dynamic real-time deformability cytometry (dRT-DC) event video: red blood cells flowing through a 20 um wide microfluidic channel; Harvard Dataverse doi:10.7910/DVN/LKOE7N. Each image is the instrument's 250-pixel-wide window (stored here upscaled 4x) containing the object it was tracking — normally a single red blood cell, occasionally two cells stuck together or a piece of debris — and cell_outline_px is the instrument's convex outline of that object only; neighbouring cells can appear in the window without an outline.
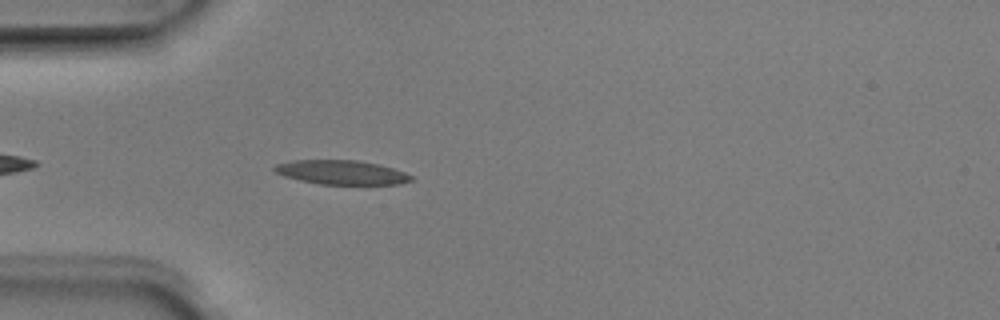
{"species": "Egyptian fruit bat (a non-hibernating species)", "species_latin": "Rousettus aegyptiacus", "temperature_condition": "room temperature", "stored_images_in_passage": 38, "camera_frame_rate_fps": 3000, "um_per_image_px": 0.085, "animal": {"sex": "male"}, "frame": {"image": 1, "passage_image": 4, "time_ms": 1.0, "image_size_px": [1000, 320], "cell_outline_px": [[412, 180], [400, 184], [320, 184], [300, 180], [284, 176], [276, 172], [272, 168], [276, 164], [296, 160], [356, 160], [380, 164], [404, 172], [412, 176]], "centroid_in_image_um": [29.03, 14.65], "position_along_channel_um": 56.0, "area_um2": 19.13}}
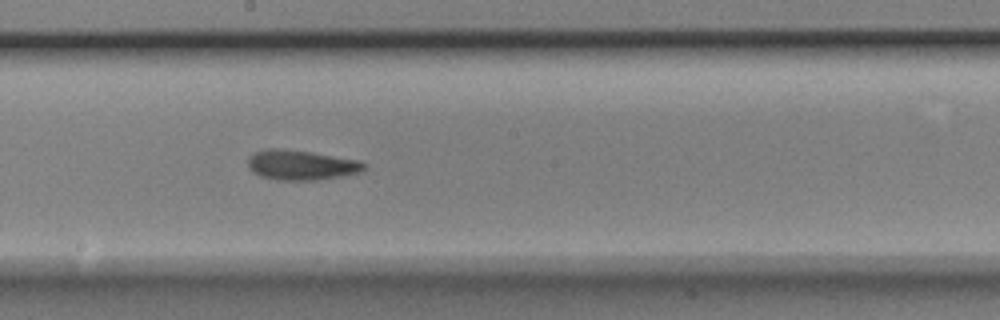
{"frame": {"image": 2, "passage_image": 17, "time_ms": 5.333, "image_size_px": [1000, 320], "cell_outline_px": [[368, 164], [364, 172], [316, 180], [276, 180], [260, 176], [252, 172], [248, 164], [248, 156], [252, 152], [264, 148], [280, 148], [312, 152], [360, 160]], "centroid_in_image_um": [25.61, 14.01], "position_along_channel_um": 222.6, "area_um2": 20.69}}
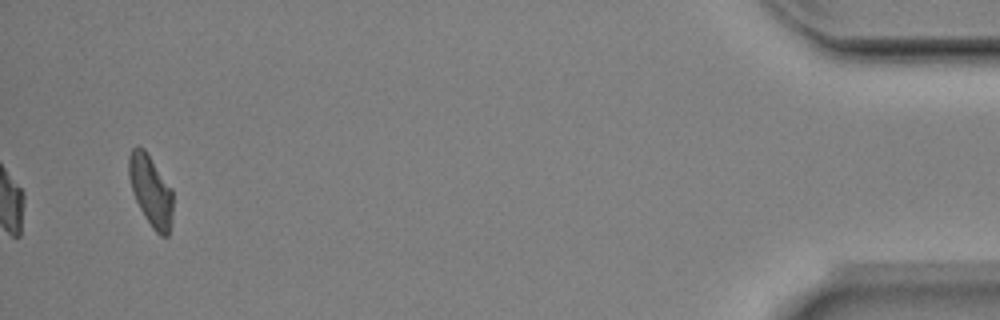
{"frame": {"image": 3, "passage_image": 38, "time_ms": 12.333, "image_size_px": [1000, 320], "cell_outline_px": [[172, 220], [168, 236], [160, 236], [152, 228], [144, 216], [132, 192], [128, 176], [128, 156], [132, 148], [136, 144], [144, 148], [172, 188]], "centroid_in_image_um": [12.8, 16.18], "position_along_channel_um": 422.4, "area_um2": 18.44}, "authors_computed_cell_mechanics": {"area_um2": 19.0162, "velocity_mm_per_s": 3.9924, "shape_relaxation_time_tau1_ms": 4.2919, "shape_relaxation_time_tau2_ms": 3.8403, "deformation_change_tau1": 0.1468, "deformation_change_tau2": 0.1224}}